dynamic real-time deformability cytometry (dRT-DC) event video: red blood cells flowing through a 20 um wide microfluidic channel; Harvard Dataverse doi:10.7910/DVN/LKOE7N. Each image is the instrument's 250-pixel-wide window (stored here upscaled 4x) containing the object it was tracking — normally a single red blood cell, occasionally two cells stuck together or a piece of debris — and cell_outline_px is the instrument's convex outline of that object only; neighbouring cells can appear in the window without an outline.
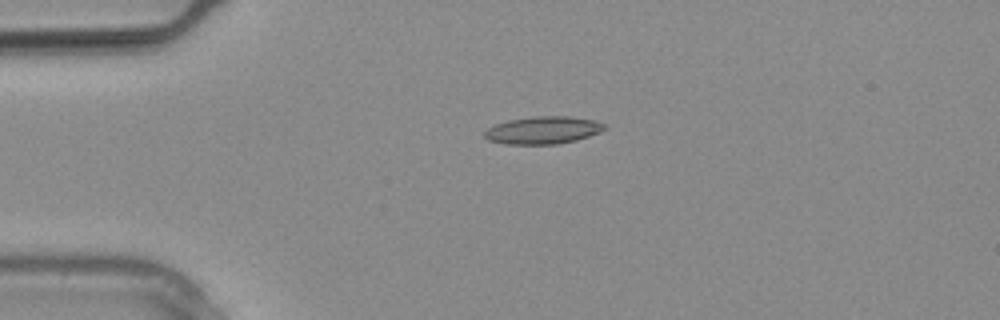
{"species": "common noctule bat (a hibernating species)", "species_latin": "Nyctalus noctula", "temperature_condition": "warm", "stored_images_in_passage": 12, "camera_frame_rate_fps": 3000, "um_per_image_px": 0.085, "animal": {"sex": "male", "body_mass_g": 20.4}, "frame": {"image": 1, "passage_image": 7, "time_ms": 2.0, "image_size_px": [1000, 320], "cell_outline_px": [[604, 128], [600, 132], [576, 140], [556, 144], [504, 144], [488, 140], [484, 136], [484, 132], [488, 128], [496, 124], [508, 120], [536, 116], [568, 116], [596, 120], [604, 124]], "centroid_in_image_um": [46.14, 11.06], "position_along_channel_um": 38.9, "area_um2": 19.13}}
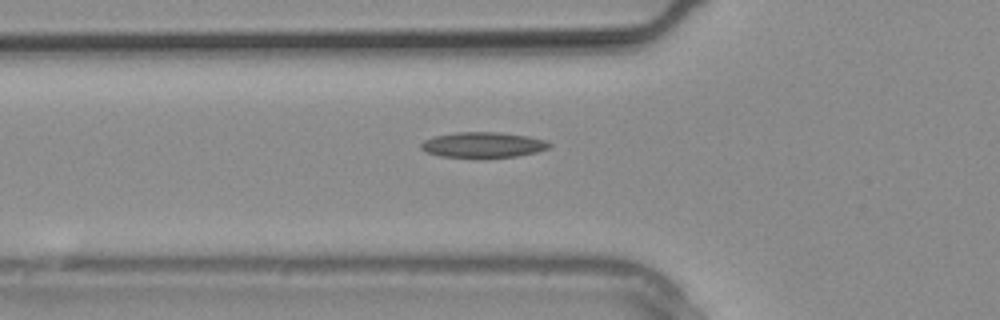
{"frame": {"image": 2, "passage_image": 10, "time_ms": 3.0, "image_size_px": [1000, 320], "cell_outline_px": [[552, 144], [548, 148], [536, 152], [516, 156], [480, 160], [476, 160], [440, 156], [428, 152], [420, 148], [420, 144], [424, 140], [436, 136], [456, 132], [496, 132], [528, 136], [544, 140]], "centroid_in_image_um": [41.03, 12.35], "position_along_channel_um": 84.8, "area_um2": 19.59}}